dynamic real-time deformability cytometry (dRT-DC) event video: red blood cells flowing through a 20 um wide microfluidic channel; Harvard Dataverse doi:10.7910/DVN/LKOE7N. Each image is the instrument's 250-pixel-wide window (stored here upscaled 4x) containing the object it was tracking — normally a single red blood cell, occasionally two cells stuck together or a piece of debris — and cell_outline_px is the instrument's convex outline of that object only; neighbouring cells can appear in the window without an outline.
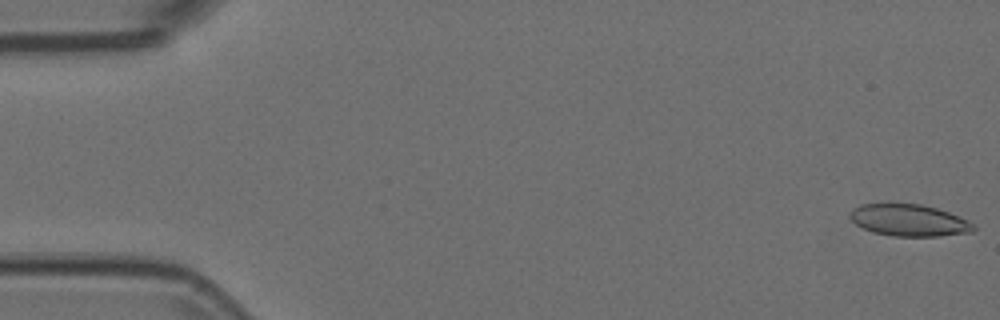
{"species": "Egyptian fruit bat (a non-hibernating species)", "species_latin": "Rousettus aegyptiacus", "temperature_condition": "room temperature", "stored_images_in_passage": 54, "camera_frame_rate_fps": 3000, "um_per_image_px": 0.085, "animal": {"sex": "female"}, "frame": {"image": 1, "passage_image": 1, "time_ms": 0.0, "image_size_px": [1000, 320], "cell_outline_px": [[976, 228], [972, 232], [940, 236], [892, 236], [872, 232], [856, 224], [848, 216], [848, 212], [860, 204], [884, 200], [892, 200], [920, 204], [936, 208], [948, 212], [968, 220]], "centroid_in_image_um": [77.18, 18.66], "position_along_channel_um": 7.8, "area_um2": 23.81}}
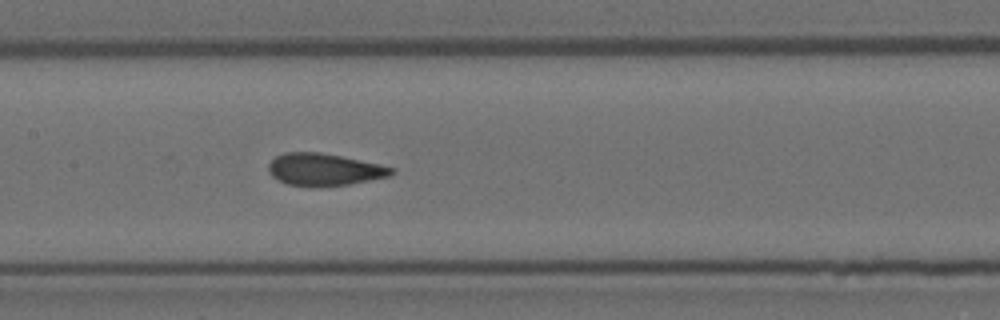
{"frame": {"image": 2, "passage_image": 26, "time_ms": 8.333, "image_size_px": [1000, 320], "cell_outline_px": [[396, 172], [392, 176], [348, 184], [288, 184], [272, 176], [268, 172], [268, 164], [276, 156], [284, 152], [320, 152], [380, 164], [396, 168]], "centroid_in_image_um": [27.61, 14.37], "position_along_channel_um": 179.8, "area_um2": 22.48}}
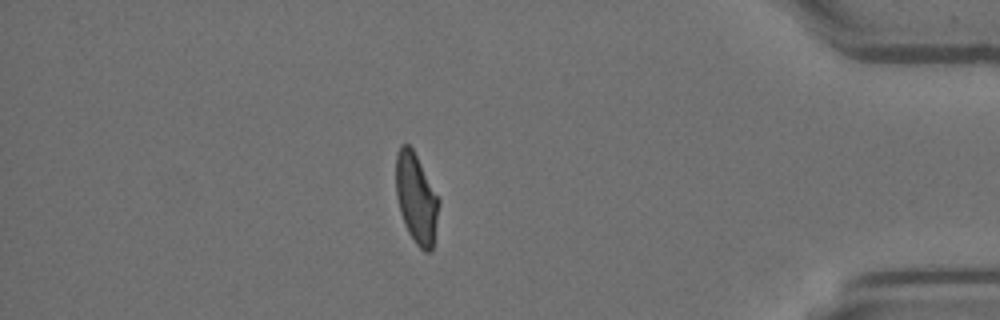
{"frame": {"image": 3, "passage_image": 47, "time_ms": 15.333, "image_size_px": [1000, 320], "cell_outline_px": [[440, 204], [432, 248], [428, 252], [424, 252], [416, 244], [408, 232], [404, 224], [400, 212], [396, 196], [396, 152], [400, 144], [408, 144], [412, 148], [440, 200]], "centroid_in_image_um": [35.37, 16.86], "position_along_channel_um": 399.8, "area_um2": 22.43}}